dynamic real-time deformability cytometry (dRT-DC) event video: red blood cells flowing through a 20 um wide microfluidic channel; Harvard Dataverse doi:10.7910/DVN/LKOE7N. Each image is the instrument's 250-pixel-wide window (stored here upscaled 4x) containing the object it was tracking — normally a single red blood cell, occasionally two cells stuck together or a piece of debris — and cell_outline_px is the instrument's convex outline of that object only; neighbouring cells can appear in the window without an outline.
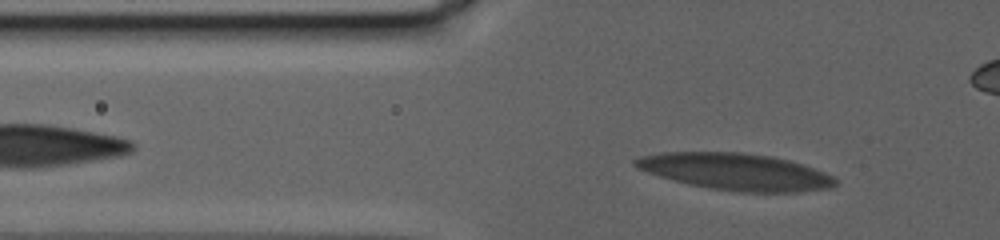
{"species": "human", "species_latin": "Homo sapiens", "temperature_condition": "warm", "stored_images_in_passage": 87, "camera_frame_rate_fps": 3000, "um_per_image_px": 0.085, "donor": {"sex": "female"}, "frame": {"image": 1, "passage_image": 19, "time_ms": 6.0, "image_size_px": [1000, 240], "cell_outline_px": [[836, 184], [832, 188], [796, 192], [736, 192], [712, 188], [692, 184], [660, 176], [636, 168], [632, 164], [632, 160], [640, 156], [664, 152], [740, 152], [772, 156], [788, 160], [824, 172], [832, 176], [836, 180]], "centroid_in_image_um": [62.52, 14.59], "position_along_channel_um": 63.3, "area_um2": 42.54}}
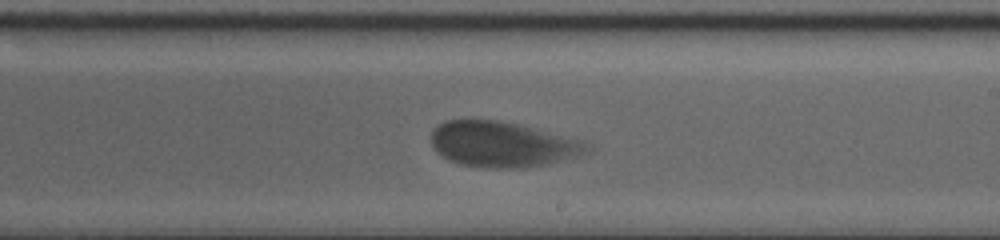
{"frame": {"image": 2, "passage_image": 56, "time_ms": 18.333, "image_size_px": [1000, 240], "cell_outline_px": [[588, 152], [576, 156], [544, 164], [524, 168], [492, 168], [460, 164], [448, 160], [432, 148], [432, 132], [444, 120], [500, 120], [532, 128], [576, 140], [584, 144]], "centroid_in_image_um": [42.58, 12.28], "position_along_channel_um": 246.4, "area_um2": 40.17}}
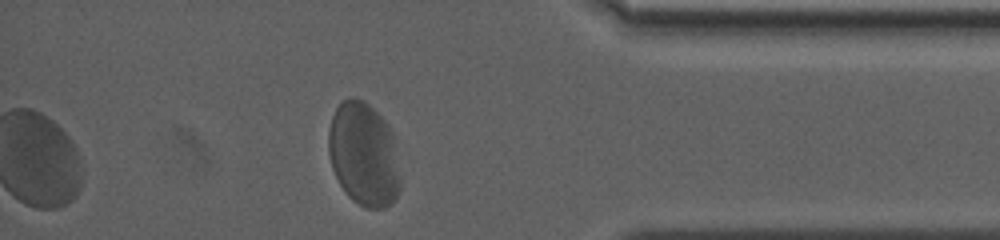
{"frame": {"image": 3, "passage_image": 87, "time_ms": 28.667, "image_size_px": [1000, 240], "cell_outline_px": [[400, 188], [396, 196], [384, 208], [364, 208], [352, 200], [348, 196], [340, 184], [332, 168], [328, 152], [328, 128], [332, 116], [336, 108], [348, 96], [352, 96], [364, 100], [388, 124], [392, 136], [400, 180]], "centroid_in_image_um": [30.87, 13.11], "position_along_channel_um": 404.3, "area_um2": 43.12}}